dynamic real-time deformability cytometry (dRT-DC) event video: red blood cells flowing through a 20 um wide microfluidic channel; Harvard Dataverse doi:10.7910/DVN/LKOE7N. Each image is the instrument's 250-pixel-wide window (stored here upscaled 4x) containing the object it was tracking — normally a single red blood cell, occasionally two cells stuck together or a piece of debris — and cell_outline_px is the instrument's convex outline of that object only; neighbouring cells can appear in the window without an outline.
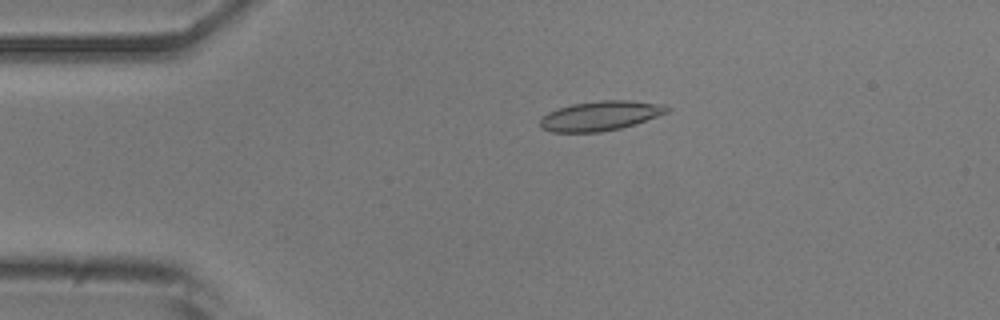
{"species": "common noctule bat (a hibernating species)", "species_latin": "Nyctalus noctula", "temperature_condition": "room temperature", "stored_images_in_passage": 25, "camera_frame_rate_fps": 3000, "um_per_image_px": 0.085, "animal": {"sex": "male", "body_mass_g": 20.5, "forearm_length_mm": 52.5}, "frame": {"image": 1, "passage_image": 11, "time_ms": 3.333, "image_size_px": [1000, 320], "cell_outline_px": [[672, 108], [668, 112], [636, 124], [620, 128], [600, 132], [552, 132], [540, 128], [540, 120], [548, 112], [572, 104], [600, 100], [632, 100], [660, 104]], "centroid_in_image_um": [51.04, 9.84], "position_along_channel_um": 34.0, "area_um2": 21.85}}
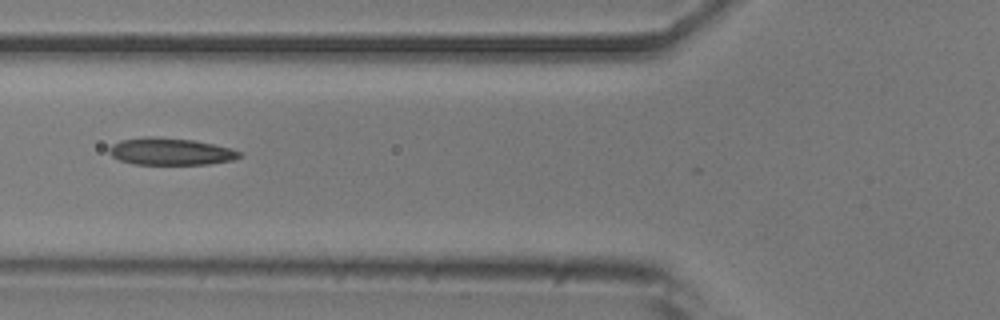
{"frame": {"image": 2, "passage_image": 20, "time_ms": 6.333, "image_size_px": [1000, 320], "cell_outline_px": [[240, 156], [232, 160], [208, 164], [132, 164], [120, 160], [112, 156], [108, 152], [108, 148], [112, 144], [120, 140], [144, 136], [160, 136], [196, 140], [232, 148], [240, 152]], "centroid_in_image_um": [14.46, 12.86], "position_along_channel_um": 111.3, "area_um2": 20.81}}
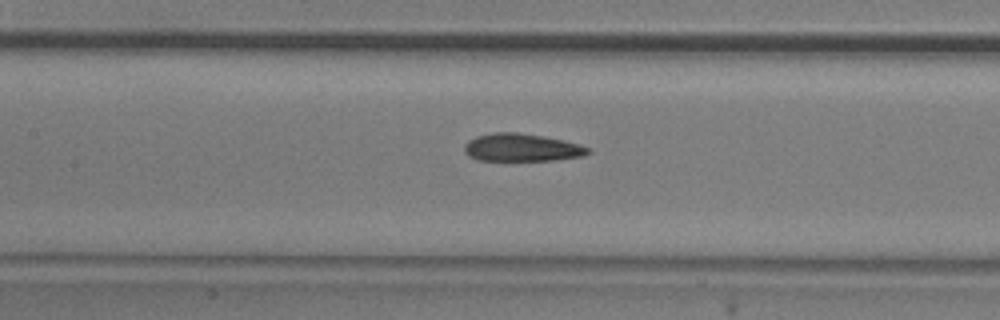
{"frame": {"image": 3, "passage_image": 24, "time_ms": 7.667, "image_size_px": [1000, 320], "cell_outline_px": [[592, 152], [584, 156], [556, 160], [476, 160], [468, 156], [464, 152], [464, 144], [468, 140], [476, 136], [492, 132], [516, 132], [544, 136], [564, 140], [580, 144], [592, 148]], "centroid_in_image_um": [44.37, 12.54], "position_along_channel_um": 163.0, "area_um2": 20.35}}